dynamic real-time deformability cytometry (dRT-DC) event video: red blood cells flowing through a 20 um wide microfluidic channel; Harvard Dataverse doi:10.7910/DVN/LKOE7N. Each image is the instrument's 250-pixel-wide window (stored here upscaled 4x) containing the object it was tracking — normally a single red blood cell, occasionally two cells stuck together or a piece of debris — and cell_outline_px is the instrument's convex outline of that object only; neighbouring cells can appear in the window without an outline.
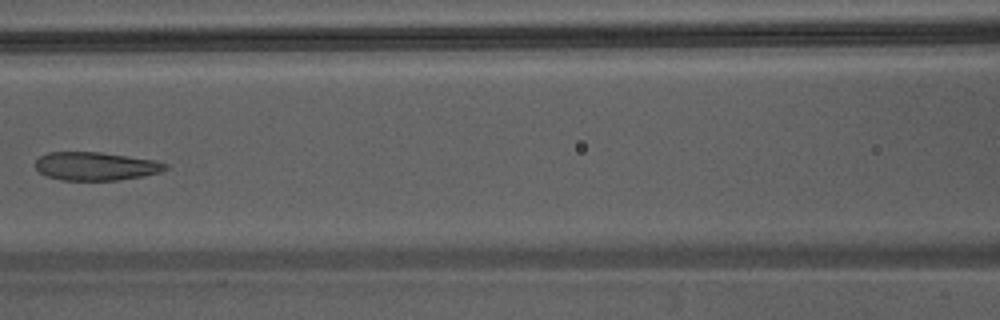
{"species": "Egyptian fruit bat (a non-hibernating species)", "species_latin": "Rousettus aegyptiacus", "temperature_condition": "warm", "stored_images_in_passage": 6, "camera_frame_rate_fps": 3000, "um_per_image_px": 0.085, "animal": {"sex": "male"}, "frame": {"image": 1, "passage_image": 6, "time_ms": 1.667, "image_size_px": [1000, 320], "cell_outline_px": [[168, 168], [160, 172], [144, 176], [116, 180], [60, 180], [44, 176], [36, 168], [36, 160], [40, 156], [48, 152], [100, 152], [156, 160], [168, 164]], "centroid_in_image_um": [8.14, 14.13], "position_along_channel_um": 158.5, "area_um2": 21.56}}